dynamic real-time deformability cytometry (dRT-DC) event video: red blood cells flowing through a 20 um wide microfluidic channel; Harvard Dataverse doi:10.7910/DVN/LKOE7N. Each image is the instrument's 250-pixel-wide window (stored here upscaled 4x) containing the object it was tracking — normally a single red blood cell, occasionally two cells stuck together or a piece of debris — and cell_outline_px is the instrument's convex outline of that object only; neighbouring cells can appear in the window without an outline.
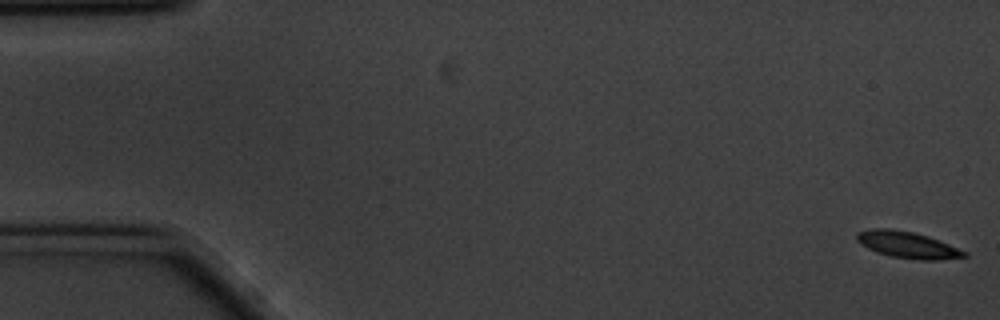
{"species": "common noctule bat (a hibernating species)", "species_latin": "Nyctalus noctula", "temperature_condition": "cold", "stored_images_in_passage": 58, "camera_frame_rate_fps": 3000, "um_per_image_px": 0.085, "animal": {"sex": "male", "body_mass_g": 20.1, "forearm_length_mm": 53.5}, "frame": {"image": 1, "passage_image": 1, "time_ms": 0.0, "image_size_px": [1000, 320], "cell_outline_px": [[968, 256], [936, 260], [920, 260], [892, 256], [876, 252], [860, 244], [856, 240], [856, 232], [872, 228], [892, 228], [912, 232], [928, 236], [968, 252]], "centroid_in_image_um": [77.11, 20.8], "position_along_channel_um": 7.9, "area_um2": 16.59}}
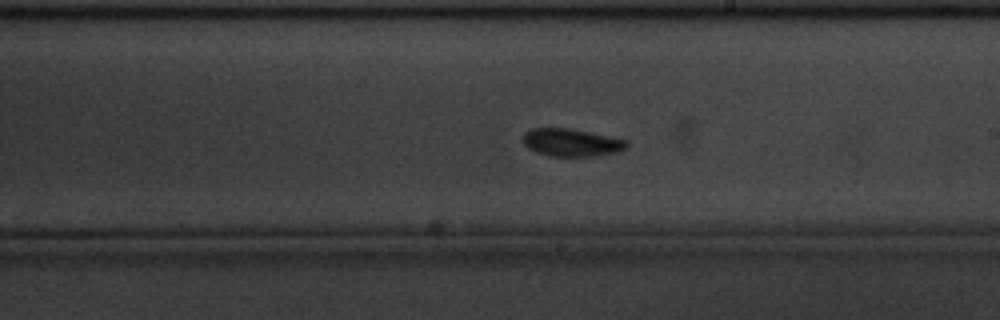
{"frame": {"image": 2, "passage_image": 33, "time_ms": 10.667, "image_size_px": [1000, 320], "cell_outline_px": [[628, 148], [620, 152], [596, 156], [548, 156], [536, 152], [528, 148], [524, 144], [524, 132], [532, 128], [572, 128], [628, 140]], "centroid_in_image_um": [48.62, 12.12], "position_along_channel_um": 240.4, "area_um2": 16.99}}
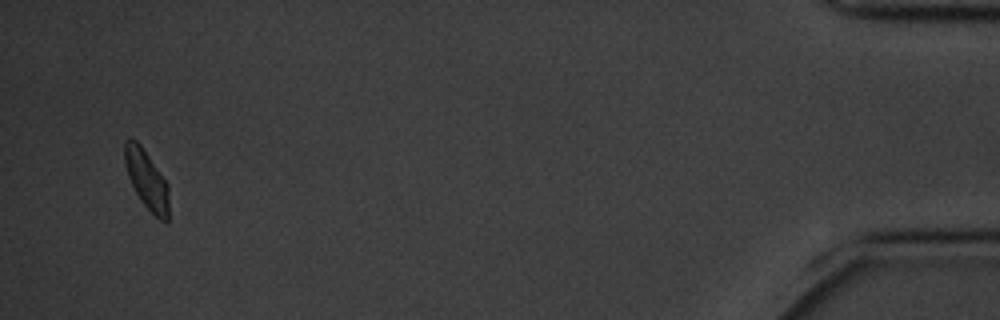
{"frame": {"image": 3, "passage_image": 56, "time_ms": 18.333, "image_size_px": [1000, 320], "cell_outline_px": [[168, 220], [160, 220], [140, 200], [128, 176], [124, 160], [124, 140], [128, 136], [132, 136], [140, 144], [168, 184]], "centroid_in_image_um": [12.43, 15.2], "position_along_channel_um": 422.8, "area_um2": 15.03}, "authors_computed_cell_mechanics": {"area_um2": 16.2996, "velocity_mm_per_s": 3.4477, "shape_relaxation_time_tau1_ms": 3.0798, "shape_relaxation_time_tau2_ms": 7.2807, "deformation_change_tau1": 0.0937, "deformation_change_tau2": 0.0873}}